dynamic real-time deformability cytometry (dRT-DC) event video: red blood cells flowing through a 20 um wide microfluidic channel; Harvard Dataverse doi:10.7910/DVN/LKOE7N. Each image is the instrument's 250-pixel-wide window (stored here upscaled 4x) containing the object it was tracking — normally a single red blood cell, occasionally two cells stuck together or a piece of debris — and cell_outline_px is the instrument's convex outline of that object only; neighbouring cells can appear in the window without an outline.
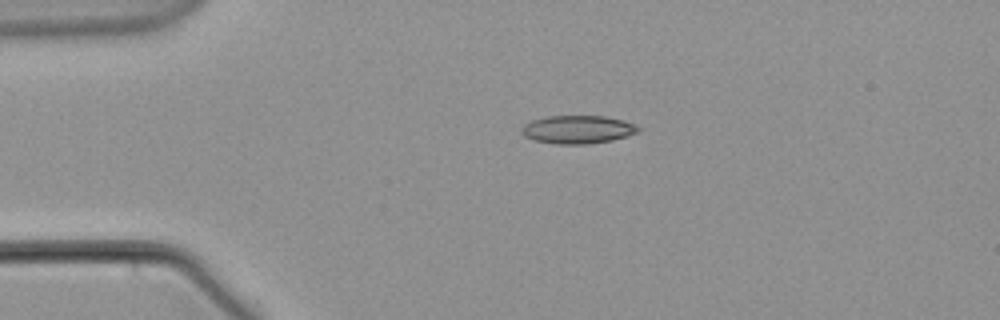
{"species": "common noctule bat (a hibernating species)", "species_latin": "Nyctalus noctula", "temperature_condition": "warm", "stored_images_in_passage": 45, "camera_frame_rate_fps": 3000, "um_per_image_px": 0.085, "animal": {"sex": "male", "body_mass_g": 21.5, "forearm_length_mm": 52.0}, "frame": {"image": 1, "passage_image": 1, "time_ms": 0.0, "image_size_px": [1000, 320], "cell_outline_px": [[640, 132], [628, 136], [612, 140], [588, 144], [556, 144], [536, 140], [524, 136], [520, 132], [520, 128], [524, 124], [532, 120], [548, 116], [604, 116], [624, 120], [636, 124], [640, 128]], "centroid_in_image_um": [49.13, 11.0], "position_along_channel_um": 35.9, "area_um2": 19.31}}
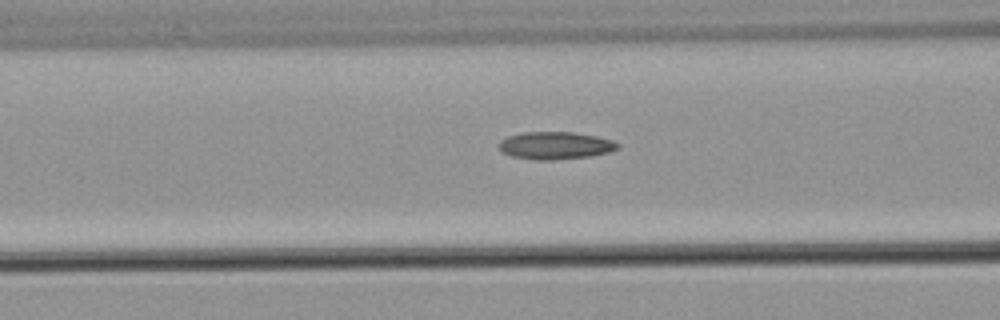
{"frame": {"image": 2, "passage_image": 11, "time_ms": 3.333, "image_size_px": [1000, 320], "cell_outline_px": [[620, 148], [608, 152], [592, 156], [552, 160], [536, 160], [512, 156], [500, 152], [500, 140], [508, 136], [524, 132], [572, 132], [596, 136], [612, 140], [620, 144]], "centroid_in_image_um": [47.21, 12.37], "position_along_channel_um": 119.4, "area_um2": 19.07}}
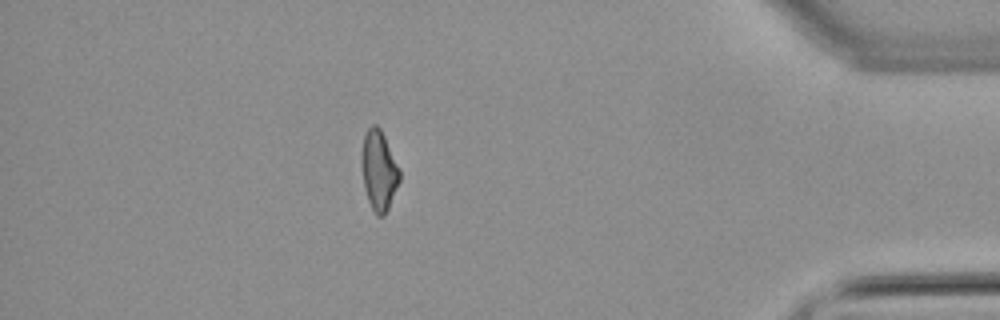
{"frame": {"image": 3, "passage_image": 38, "time_ms": 12.333, "image_size_px": [1000, 320], "cell_outline_px": [[400, 180], [388, 208], [384, 216], [376, 216], [368, 200], [364, 188], [360, 160], [360, 156], [364, 136], [368, 128], [372, 124], [376, 124], [380, 128], [400, 168]], "centroid_in_image_um": [32.19, 14.48], "position_along_channel_um": 403.0, "area_um2": 17.8}}